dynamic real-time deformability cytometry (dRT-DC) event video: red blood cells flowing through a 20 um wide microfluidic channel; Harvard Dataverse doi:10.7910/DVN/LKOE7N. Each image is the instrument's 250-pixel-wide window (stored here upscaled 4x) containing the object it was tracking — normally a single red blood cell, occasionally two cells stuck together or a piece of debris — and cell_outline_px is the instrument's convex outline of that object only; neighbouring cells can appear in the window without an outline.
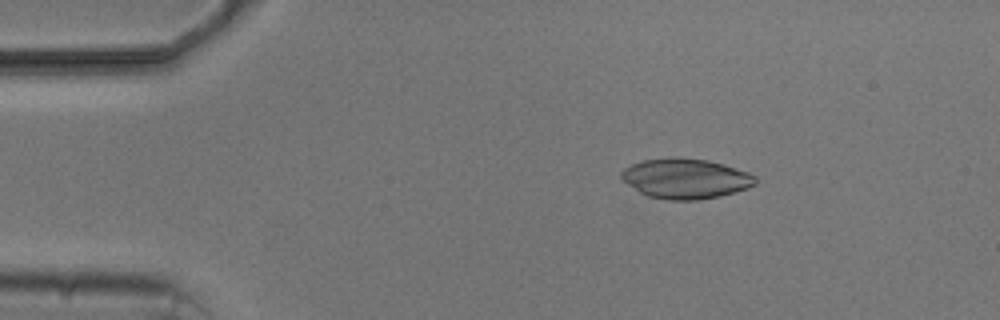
{"species": "common noctule bat (a hibernating species)", "species_latin": "Nyctalus noctula", "temperature_condition": "cold", "stored_images_in_passage": 5, "camera_frame_rate_fps": 3000, "um_per_image_px": 0.085, "animal": {"sex": "male", "body_mass_g": 20.5, "forearm_length_mm": 52.5}, "frame": {"image": 1, "passage_image": 3, "time_ms": 2.333, "image_size_px": [1000, 320], "cell_outline_px": [[756, 184], [748, 188], [720, 196], [700, 200], [668, 200], [648, 196], [640, 192], [628, 184], [620, 176], [620, 172], [624, 168], [632, 164], [644, 160], [672, 156], [708, 160], [724, 164], [748, 172], [756, 176]], "centroid_in_image_um": [58.28, 15.17], "position_along_channel_um": 26.7, "area_um2": 31.44}}
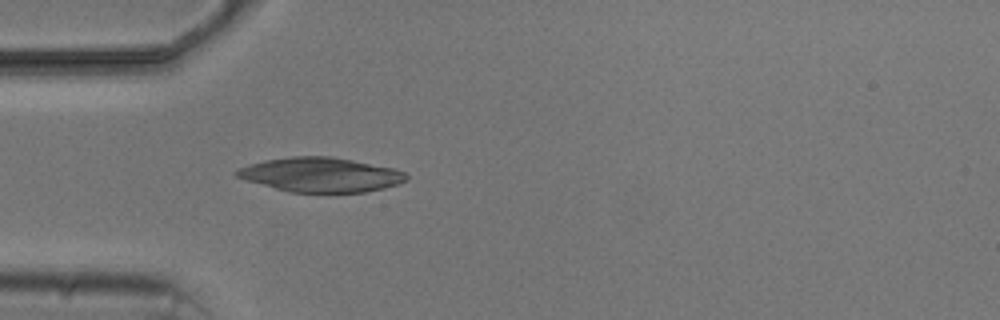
{"frame": {"image": 2, "passage_image": 5, "time_ms": 4.667, "image_size_px": [1000, 320], "cell_outline_px": [[408, 180], [400, 184], [384, 188], [364, 192], [288, 192], [248, 180], [236, 176], [232, 172], [240, 168], [264, 160], [292, 156], [332, 156], [392, 168], [404, 172], [408, 176]], "centroid_in_image_um": [27.29, 14.85], "position_along_channel_um": 57.7, "area_um2": 33.81}}